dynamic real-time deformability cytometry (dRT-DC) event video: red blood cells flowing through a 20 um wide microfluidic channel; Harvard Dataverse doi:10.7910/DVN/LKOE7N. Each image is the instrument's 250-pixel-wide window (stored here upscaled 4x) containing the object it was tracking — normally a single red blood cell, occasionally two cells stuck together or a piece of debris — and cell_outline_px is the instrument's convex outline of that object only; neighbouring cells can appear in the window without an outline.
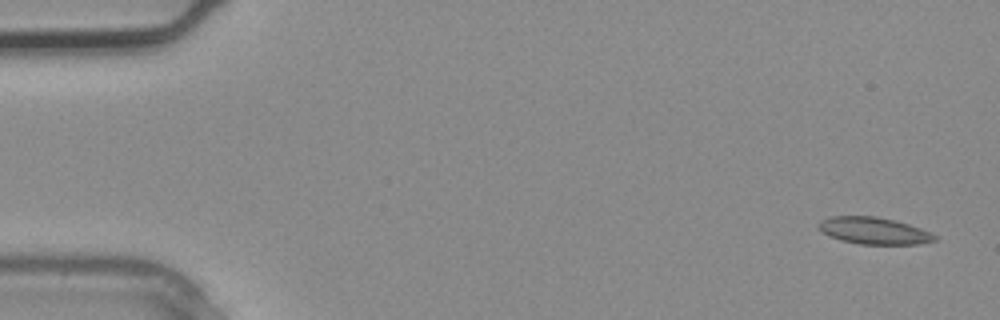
{"species": "common noctule bat (a hibernating species)", "species_latin": "Nyctalus noctula", "temperature_condition": "warm", "stored_images_in_passage": 3, "segment_of_instrument_passage": [2, 2], "camera_frame_rate_fps": 3000, "um_per_image_px": 0.085, "animal": {"sex": "male", "body_mass_g": 20.4}, "frame": {"image": 1, "passage_image": 3, "time_ms": 0.667, "image_size_px": [1000, 320], "cell_outline_px": [[940, 236], [936, 240], [916, 244], [860, 244], [828, 236], [816, 224], [820, 220], [832, 216], [876, 216], [896, 220], [920, 228]], "centroid_in_image_um": [74.3, 19.6], "position_along_channel_um": 10.7, "area_um2": 18.15}}